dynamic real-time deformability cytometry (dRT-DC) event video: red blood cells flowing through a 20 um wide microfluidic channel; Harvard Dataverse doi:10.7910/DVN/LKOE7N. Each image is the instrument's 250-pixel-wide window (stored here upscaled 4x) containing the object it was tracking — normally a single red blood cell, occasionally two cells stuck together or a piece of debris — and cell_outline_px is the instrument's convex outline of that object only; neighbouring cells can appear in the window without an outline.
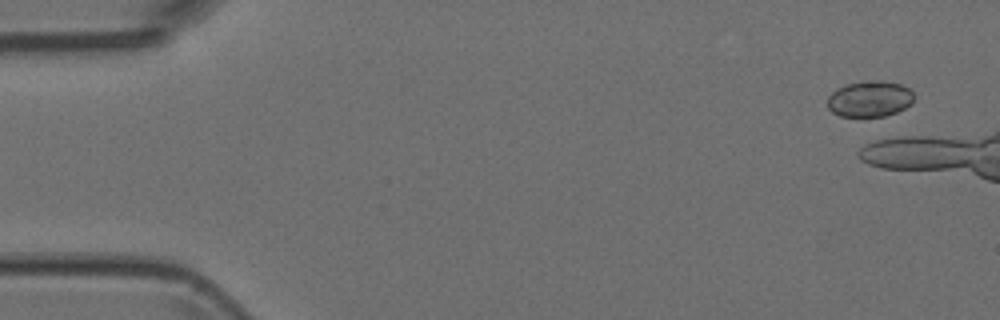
{"species": "Egyptian fruit bat (a non-hibernating species)", "species_latin": "Rousettus aegyptiacus", "temperature_condition": "room temperature", "stored_images_in_passage": 1, "camera_frame_rate_fps": 3000, "um_per_image_px": 0.085, "animal": {"sex": "female"}, "frame": {"image": 1, "passage_image": 1, "time_ms": 0.0, "image_size_px": [1000, 320], "cell_outline_px": [[912, 100], [904, 108], [896, 112], [884, 116], [840, 116], [832, 112], [828, 108], [828, 96], [836, 88], [848, 84], [876, 80], [884, 80], [900, 84], [908, 88], [912, 92]], "centroid_in_image_um": [73.89, 8.4], "position_along_channel_um": 11.1, "area_um2": 17.86}}